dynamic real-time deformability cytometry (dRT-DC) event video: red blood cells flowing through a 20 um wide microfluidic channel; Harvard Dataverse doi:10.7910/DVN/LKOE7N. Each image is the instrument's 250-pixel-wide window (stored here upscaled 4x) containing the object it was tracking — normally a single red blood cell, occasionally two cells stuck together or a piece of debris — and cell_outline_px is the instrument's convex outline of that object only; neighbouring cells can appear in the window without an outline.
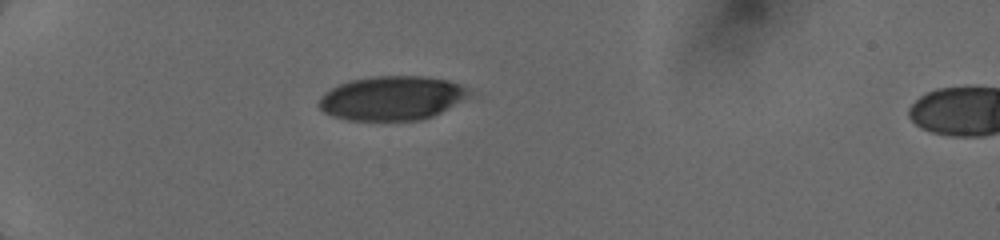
{"species": "human", "species_latin": "Homo sapiens", "temperature_condition": "cold", "stored_images_in_passage": 24, "camera_frame_rate_fps": 3000, "um_per_image_px": 0.085, "donor": {"sex": "female"}, "frame": {"image": 1, "passage_image": 1, "time_ms": 0.0, "image_size_px": [1000, 240], "cell_outline_px": [[472, 96], [432, 116], [420, 120], [348, 120], [332, 116], [324, 112], [316, 104], [320, 96], [324, 92], [340, 84], [352, 80], [376, 76], [420, 76], [448, 80], [460, 84], [468, 88], [472, 92]], "centroid_in_image_um": [33.32, 8.34], "position_along_channel_um": 51.7, "area_um2": 38.73}}
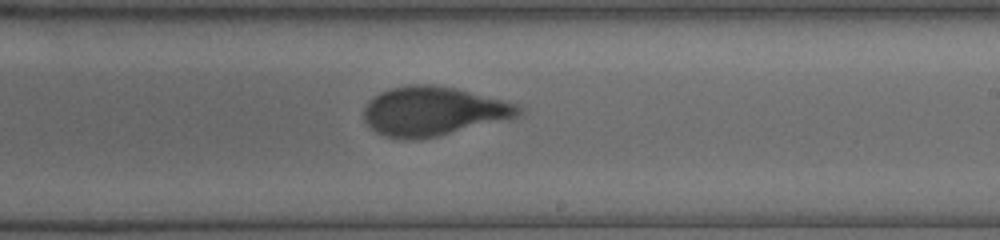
{"frame": {"image": 2, "passage_image": 13, "time_ms": 5.667, "image_size_px": [1000, 240], "cell_outline_px": [[524, 112], [516, 116], [420, 140], [404, 140], [388, 136], [376, 132], [364, 120], [364, 104], [368, 100], [380, 92], [392, 88], [408, 84], [432, 84], [456, 88], [516, 104]], "centroid_in_image_um": [36.73, 9.44], "position_along_channel_um": 252.3, "area_um2": 43.7}}
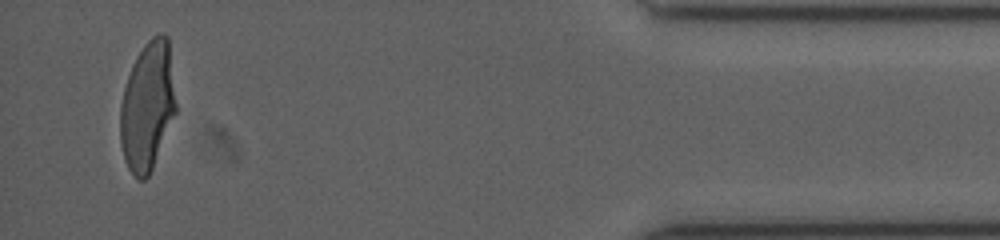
{"frame": {"image": 3, "passage_image": 24, "time_ms": 11.0, "image_size_px": [1000, 240], "cell_outline_px": [[176, 112], [152, 168], [148, 176], [144, 180], [140, 180], [128, 168], [124, 160], [120, 144], [120, 104], [124, 88], [132, 64], [136, 56], [144, 44], [152, 36], [160, 32], [164, 32], [168, 36], [176, 104]], "centroid_in_image_um": [12.52, 8.99], "position_along_channel_um": 422.7, "area_um2": 41.79}}